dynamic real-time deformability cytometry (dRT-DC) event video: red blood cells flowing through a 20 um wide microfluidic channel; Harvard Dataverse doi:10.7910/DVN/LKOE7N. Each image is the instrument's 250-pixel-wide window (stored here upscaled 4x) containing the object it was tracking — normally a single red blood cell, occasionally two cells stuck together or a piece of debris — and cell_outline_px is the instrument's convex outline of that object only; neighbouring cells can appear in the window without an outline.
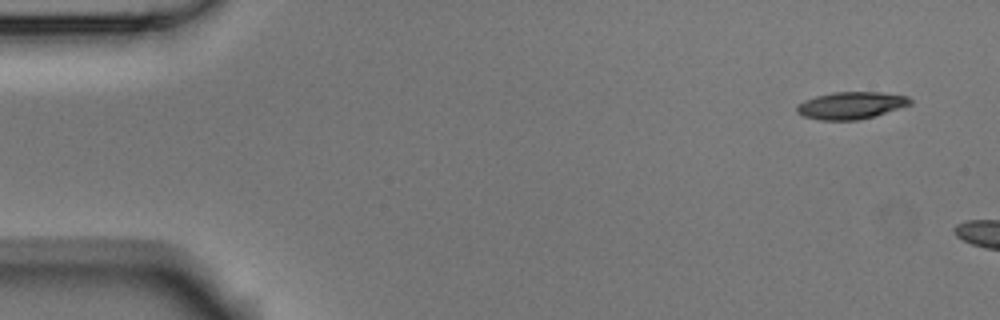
{"species": "Egyptian fruit bat (a non-hibernating species)", "species_latin": "Rousettus aegyptiacus", "temperature_condition": "room temperature", "stored_images_in_passage": 3, "camera_frame_rate_fps": 3000, "um_per_image_px": 0.085, "animal": {"sex": "male"}, "frame": {"image": 1, "passage_image": 1, "time_ms": 0.0, "image_size_px": [1000, 320], "cell_outline_px": [[912, 104], [876, 116], [860, 120], [820, 120], [804, 116], [796, 112], [796, 104], [804, 100], [816, 96], [832, 92], [880, 92], [908, 96], [912, 100]], "centroid_in_image_um": [72.34, 8.96], "position_along_channel_um": 12.7, "area_um2": 18.15}}